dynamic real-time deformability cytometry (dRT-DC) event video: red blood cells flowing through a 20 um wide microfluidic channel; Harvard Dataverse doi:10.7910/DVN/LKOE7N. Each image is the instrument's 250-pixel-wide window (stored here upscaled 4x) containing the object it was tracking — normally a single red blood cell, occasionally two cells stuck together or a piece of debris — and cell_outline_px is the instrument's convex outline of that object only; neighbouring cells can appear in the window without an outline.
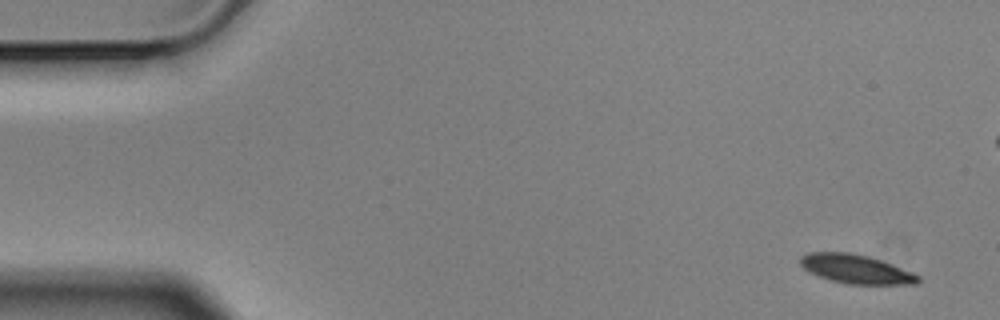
{"species": "Egyptian fruit bat (a non-hibernating species)", "species_latin": "Rousettus aegyptiacus", "temperature_condition": "cold", "stored_images_in_passage": 7, "segment_of_instrument_passage": [1, 2], "camera_frame_rate_fps": 3000, "um_per_image_px": 0.085, "animal": {"sex": "male"}, "frame": {"image": 1, "passage_image": 1, "time_ms": 0.0, "image_size_px": [1000, 320], "cell_outline_px": [[920, 280], [916, 284], [848, 284], [832, 280], [808, 272], [800, 264], [800, 256], [808, 252], [848, 252], [868, 256], [880, 260], [912, 272], [920, 276]], "centroid_in_image_um": [72.74, 22.86], "position_along_channel_um": 12.3, "area_um2": 19.71}}
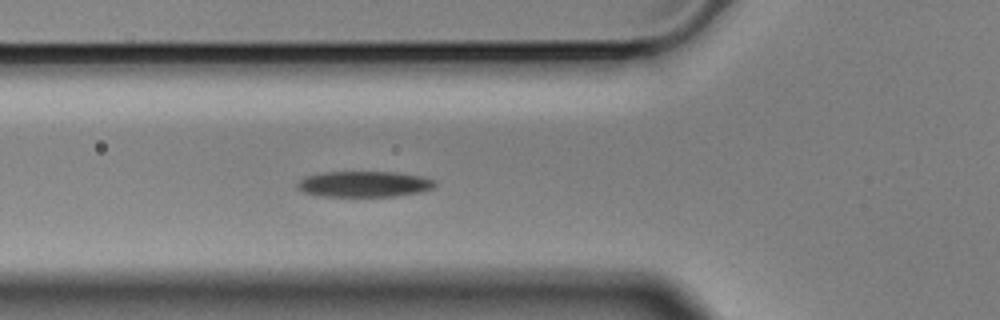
{"frame": {"image": 2, "passage_image": 6, "time_ms": 1.667, "image_size_px": [1000, 320], "cell_outline_px": [[436, 188], [420, 192], [396, 196], [324, 196], [304, 192], [296, 188], [296, 184], [304, 176], [320, 172], [396, 172], [424, 176], [436, 180]], "centroid_in_image_um": [30.99, 15.64], "position_along_channel_um": 94.8, "area_um2": 20.98}}